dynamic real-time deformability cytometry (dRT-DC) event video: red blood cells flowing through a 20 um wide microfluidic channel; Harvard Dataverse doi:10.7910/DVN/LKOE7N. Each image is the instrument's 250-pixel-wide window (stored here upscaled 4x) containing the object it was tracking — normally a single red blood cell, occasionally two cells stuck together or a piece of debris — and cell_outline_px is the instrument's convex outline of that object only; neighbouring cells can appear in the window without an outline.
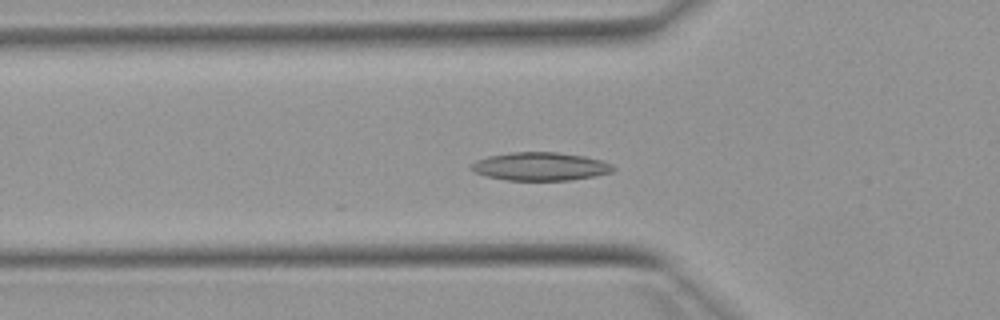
{"species": "Egyptian fruit bat (a non-hibernating species)", "species_latin": "Rousettus aegyptiacus", "temperature_condition": "warm", "stored_images_in_passage": 33, "camera_frame_rate_fps": 3000, "um_per_image_px": 0.085, "animal": {"sex": "female"}, "frame": {"image": 1, "passage_image": 17, "time_ms": 5.333, "image_size_px": [1000, 320], "cell_outline_px": [[616, 168], [612, 172], [596, 176], [568, 180], [504, 180], [488, 176], [476, 172], [468, 168], [476, 160], [488, 156], [512, 152], [556, 152], [584, 156], [600, 160], [612, 164]], "centroid_in_image_um": [45.94, 14.15], "position_along_channel_um": 79.9, "area_um2": 23.29}}
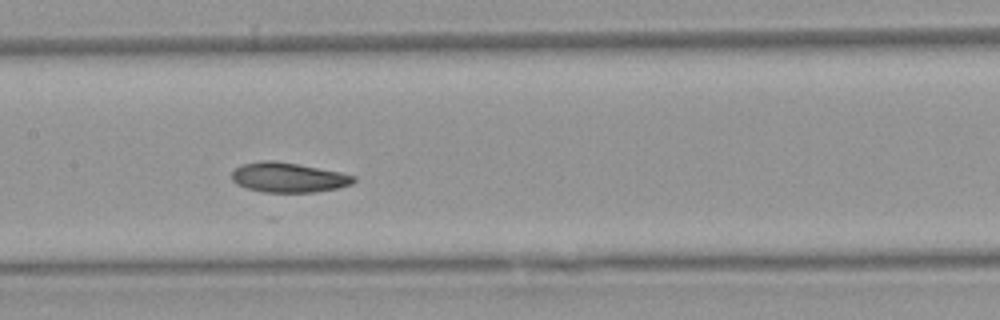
{"frame": {"image": 2, "passage_image": 25, "time_ms": 8.0, "image_size_px": [1000, 320], "cell_outline_px": [[356, 180], [352, 184], [336, 188], [316, 192], [264, 192], [248, 188], [236, 184], [232, 180], [232, 172], [240, 164], [260, 160], [276, 160], [300, 164], [340, 172], [356, 176]], "centroid_in_image_um": [24.5, 15.07], "position_along_channel_um": 182.9, "area_um2": 21.33}}
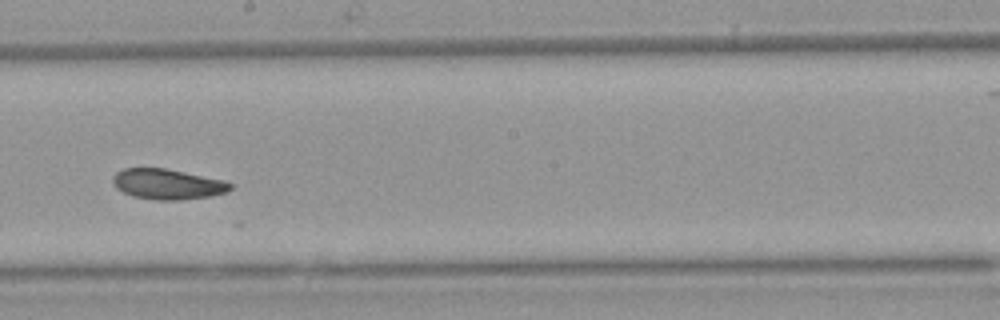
{"frame": {"image": 3, "passage_image": 29, "time_ms": 9.333, "image_size_px": [1000, 320], "cell_outline_px": [[232, 188], [228, 192], [208, 196], [180, 200], [156, 200], [132, 196], [116, 188], [112, 180], [112, 176], [116, 172], [124, 168], [164, 168], [224, 180], [232, 184]], "centroid_in_image_um": [14.22, 15.65], "position_along_channel_um": 234.0, "area_um2": 20.75}}